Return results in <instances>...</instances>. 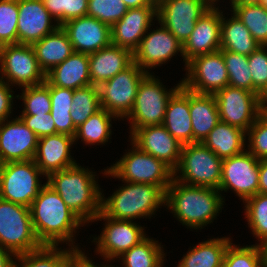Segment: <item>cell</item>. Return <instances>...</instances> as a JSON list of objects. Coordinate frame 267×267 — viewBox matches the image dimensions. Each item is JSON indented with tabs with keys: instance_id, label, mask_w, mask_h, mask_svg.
Masks as SVG:
<instances>
[{
	"instance_id": "cell-13",
	"label": "cell",
	"mask_w": 267,
	"mask_h": 267,
	"mask_svg": "<svg viewBox=\"0 0 267 267\" xmlns=\"http://www.w3.org/2000/svg\"><path fill=\"white\" fill-rule=\"evenodd\" d=\"M215 0H162L157 4V20L183 45L194 30L196 21ZM213 3V4H212Z\"/></svg>"
},
{
	"instance_id": "cell-28",
	"label": "cell",
	"mask_w": 267,
	"mask_h": 267,
	"mask_svg": "<svg viewBox=\"0 0 267 267\" xmlns=\"http://www.w3.org/2000/svg\"><path fill=\"white\" fill-rule=\"evenodd\" d=\"M36 58L45 75L74 53L68 34L59 26L33 45Z\"/></svg>"
},
{
	"instance_id": "cell-22",
	"label": "cell",
	"mask_w": 267,
	"mask_h": 267,
	"mask_svg": "<svg viewBox=\"0 0 267 267\" xmlns=\"http://www.w3.org/2000/svg\"><path fill=\"white\" fill-rule=\"evenodd\" d=\"M157 16V6L129 8L126 14L111 26V44L134 53Z\"/></svg>"
},
{
	"instance_id": "cell-34",
	"label": "cell",
	"mask_w": 267,
	"mask_h": 267,
	"mask_svg": "<svg viewBox=\"0 0 267 267\" xmlns=\"http://www.w3.org/2000/svg\"><path fill=\"white\" fill-rule=\"evenodd\" d=\"M156 242L146 237L138 245L122 254L124 267H162L164 254L162 247Z\"/></svg>"
},
{
	"instance_id": "cell-24",
	"label": "cell",
	"mask_w": 267,
	"mask_h": 267,
	"mask_svg": "<svg viewBox=\"0 0 267 267\" xmlns=\"http://www.w3.org/2000/svg\"><path fill=\"white\" fill-rule=\"evenodd\" d=\"M74 142V137L62 133L38 138L34 162L46 177L77 164L70 155Z\"/></svg>"
},
{
	"instance_id": "cell-16",
	"label": "cell",
	"mask_w": 267,
	"mask_h": 267,
	"mask_svg": "<svg viewBox=\"0 0 267 267\" xmlns=\"http://www.w3.org/2000/svg\"><path fill=\"white\" fill-rule=\"evenodd\" d=\"M108 220L103 232L98 236L97 252L105 259L113 260L120 258L122 254L138 245L144 240L145 234L143 227L131 222L133 220H117L105 216L100 212L94 220Z\"/></svg>"
},
{
	"instance_id": "cell-15",
	"label": "cell",
	"mask_w": 267,
	"mask_h": 267,
	"mask_svg": "<svg viewBox=\"0 0 267 267\" xmlns=\"http://www.w3.org/2000/svg\"><path fill=\"white\" fill-rule=\"evenodd\" d=\"M259 159L249 151L222 160L219 191L233 189L243 202L258 193Z\"/></svg>"
},
{
	"instance_id": "cell-49",
	"label": "cell",
	"mask_w": 267,
	"mask_h": 267,
	"mask_svg": "<svg viewBox=\"0 0 267 267\" xmlns=\"http://www.w3.org/2000/svg\"><path fill=\"white\" fill-rule=\"evenodd\" d=\"M4 78H0V122L4 120L8 121L7 118L10 116L11 108H12V99L14 98L13 91L10 90L11 85L3 80Z\"/></svg>"
},
{
	"instance_id": "cell-8",
	"label": "cell",
	"mask_w": 267,
	"mask_h": 267,
	"mask_svg": "<svg viewBox=\"0 0 267 267\" xmlns=\"http://www.w3.org/2000/svg\"><path fill=\"white\" fill-rule=\"evenodd\" d=\"M44 175L34 160L11 161L2 164L0 170V198L30 207L45 186L38 176Z\"/></svg>"
},
{
	"instance_id": "cell-48",
	"label": "cell",
	"mask_w": 267,
	"mask_h": 267,
	"mask_svg": "<svg viewBox=\"0 0 267 267\" xmlns=\"http://www.w3.org/2000/svg\"><path fill=\"white\" fill-rule=\"evenodd\" d=\"M88 0H62V25L71 19L87 15Z\"/></svg>"
},
{
	"instance_id": "cell-18",
	"label": "cell",
	"mask_w": 267,
	"mask_h": 267,
	"mask_svg": "<svg viewBox=\"0 0 267 267\" xmlns=\"http://www.w3.org/2000/svg\"><path fill=\"white\" fill-rule=\"evenodd\" d=\"M38 137L18 117L13 121L0 122V160L11 161L34 160Z\"/></svg>"
},
{
	"instance_id": "cell-55",
	"label": "cell",
	"mask_w": 267,
	"mask_h": 267,
	"mask_svg": "<svg viewBox=\"0 0 267 267\" xmlns=\"http://www.w3.org/2000/svg\"><path fill=\"white\" fill-rule=\"evenodd\" d=\"M231 5H251L260 4L261 0H230Z\"/></svg>"
},
{
	"instance_id": "cell-17",
	"label": "cell",
	"mask_w": 267,
	"mask_h": 267,
	"mask_svg": "<svg viewBox=\"0 0 267 267\" xmlns=\"http://www.w3.org/2000/svg\"><path fill=\"white\" fill-rule=\"evenodd\" d=\"M130 134L132 143L140 150L163 161L173 171L177 168L183 144L163 124L140 127Z\"/></svg>"
},
{
	"instance_id": "cell-56",
	"label": "cell",
	"mask_w": 267,
	"mask_h": 267,
	"mask_svg": "<svg viewBox=\"0 0 267 267\" xmlns=\"http://www.w3.org/2000/svg\"><path fill=\"white\" fill-rule=\"evenodd\" d=\"M261 246L264 254L265 267H267V241L264 242Z\"/></svg>"
},
{
	"instance_id": "cell-2",
	"label": "cell",
	"mask_w": 267,
	"mask_h": 267,
	"mask_svg": "<svg viewBox=\"0 0 267 267\" xmlns=\"http://www.w3.org/2000/svg\"><path fill=\"white\" fill-rule=\"evenodd\" d=\"M75 164L47 177L50 185L63 199L67 207L84 223L94 221L101 212L102 193L92 172Z\"/></svg>"
},
{
	"instance_id": "cell-43",
	"label": "cell",
	"mask_w": 267,
	"mask_h": 267,
	"mask_svg": "<svg viewBox=\"0 0 267 267\" xmlns=\"http://www.w3.org/2000/svg\"><path fill=\"white\" fill-rule=\"evenodd\" d=\"M267 46H260L248 56L252 75V92L267 104Z\"/></svg>"
},
{
	"instance_id": "cell-41",
	"label": "cell",
	"mask_w": 267,
	"mask_h": 267,
	"mask_svg": "<svg viewBox=\"0 0 267 267\" xmlns=\"http://www.w3.org/2000/svg\"><path fill=\"white\" fill-rule=\"evenodd\" d=\"M222 267H265L262 246L258 244L240 248L230 243Z\"/></svg>"
},
{
	"instance_id": "cell-32",
	"label": "cell",
	"mask_w": 267,
	"mask_h": 267,
	"mask_svg": "<svg viewBox=\"0 0 267 267\" xmlns=\"http://www.w3.org/2000/svg\"><path fill=\"white\" fill-rule=\"evenodd\" d=\"M230 238L210 239L193 247L180 260L178 267H222Z\"/></svg>"
},
{
	"instance_id": "cell-9",
	"label": "cell",
	"mask_w": 267,
	"mask_h": 267,
	"mask_svg": "<svg viewBox=\"0 0 267 267\" xmlns=\"http://www.w3.org/2000/svg\"><path fill=\"white\" fill-rule=\"evenodd\" d=\"M220 121L247 132L267 108L256 93L227 85L214 94Z\"/></svg>"
},
{
	"instance_id": "cell-4",
	"label": "cell",
	"mask_w": 267,
	"mask_h": 267,
	"mask_svg": "<svg viewBox=\"0 0 267 267\" xmlns=\"http://www.w3.org/2000/svg\"><path fill=\"white\" fill-rule=\"evenodd\" d=\"M112 196L101 200V212L117 220H131L154 214L165 205L166 192L159 186L147 183L126 182Z\"/></svg>"
},
{
	"instance_id": "cell-59",
	"label": "cell",
	"mask_w": 267,
	"mask_h": 267,
	"mask_svg": "<svg viewBox=\"0 0 267 267\" xmlns=\"http://www.w3.org/2000/svg\"><path fill=\"white\" fill-rule=\"evenodd\" d=\"M2 164H3V163H2L1 160H0V170H1Z\"/></svg>"
},
{
	"instance_id": "cell-19",
	"label": "cell",
	"mask_w": 267,
	"mask_h": 267,
	"mask_svg": "<svg viewBox=\"0 0 267 267\" xmlns=\"http://www.w3.org/2000/svg\"><path fill=\"white\" fill-rule=\"evenodd\" d=\"M61 26L68 34L74 52L89 55L111 44V26L94 17L74 18Z\"/></svg>"
},
{
	"instance_id": "cell-25",
	"label": "cell",
	"mask_w": 267,
	"mask_h": 267,
	"mask_svg": "<svg viewBox=\"0 0 267 267\" xmlns=\"http://www.w3.org/2000/svg\"><path fill=\"white\" fill-rule=\"evenodd\" d=\"M88 57L91 84L97 87L134 62L131 51L112 44L89 54Z\"/></svg>"
},
{
	"instance_id": "cell-45",
	"label": "cell",
	"mask_w": 267,
	"mask_h": 267,
	"mask_svg": "<svg viewBox=\"0 0 267 267\" xmlns=\"http://www.w3.org/2000/svg\"><path fill=\"white\" fill-rule=\"evenodd\" d=\"M128 11L122 0H88L87 16L112 26Z\"/></svg>"
},
{
	"instance_id": "cell-23",
	"label": "cell",
	"mask_w": 267,
	"mask_h": 267,
	"mask_svg": "<svg viewBox=\"0 0 267 267\" xmlns=\"http://www.w3.org/2000/svg\"><path fill=\"white\" fill-rule=\"evenodd\" d=\"M17 44L33 45L60 25H51L52 16L42 0H18Z\"/></svg>"
},
{
	"instance_id": "cell-20",
	"label": "cell",
	"mask_w": 267,
	"mask_h": 267,
	"mask_svg": "<svg viewBox=\"0 0 267 267\" xmlns=\"http://www.w3.org/2000/svg\"><path fill=\"white\" fill-rule=\"evenodd\" d=\"M212 5L196 21L195 27L183 44L185 65L194 57L220 50L222 12Z\"/></svg>"
},
{
	"instance_id": "cell-5",
	"label": "cell",
	"mask_w": 267,
	"mask_h": 267,
	"mask_svg": "<svg viewBox=\"0 0 267 267\" xmlns=\"http://www.w3.org/2000/svg\"><path fill=\"white\" fill-rule=\"evenodd\" d=\"M178 171L182 175L175 177ZM174 178L187 185L219 189L222 159L202 142L185 144L182 147L179 164L174 170Z\"/></svg>"
},
{
	"instance_id": "cell-57",
	"label": "cell",
	"mask_w": 267,
	"mask_h": 267,
	"mask_svg": "<svg viewBox=\"0 0 267 267\" xmlns=\"http://www.w3.org/2000/svg\"><path fill=\"white\" fill-rule=\"evenodd\" d=\"M260 5L267 9V0H261Z\"/></svg>"
},
{
	"instance_id": "cell-47",
	"label": "cell",
	"mask_w": 267,
	"mask_h": 267,
	"mask_svg": "<svg viewBox=\"0 0 267 267\" xmlns=\"http://www.w3.org/2000/svg\"><path fill=\"white\" fill-rule=\"evenodd\" d=\"M23 123L33 131L38 138L56 134L54 119L50 113L37 115H20Z\"/></svg>"
},
{
	"instance_id": "cell-33",
	"label": "cell",
	"mask_w": 267,
	"mask_h": 267,
	"mask_svg": "<svg viewBox=\"0 0 267 267\" xmlns=\"http://www.w3.org/2000/svg\"><path fill=\"white\" fill-rule=\"evenodd\" d=\"M52 108L51 117L54 119L56 133L75 136L76 128L71 117V107L74 90L60 88L49 83Z\"/></svg>"
},
{
	"instance_id": "cell-51",
	"label": "cell",
	"mask_w": 267,
	"mask_h": 267,
	"mask_svg": "<svg viewBox=\"0 0 267 267\" xmlns=\"http://www.w3.org/2000/svg\"><path fill=\"white\" fill-rule=\"evenodd\" d=\"M45 8L51 14L56 24L62 25V0H42Z\"/></svg>"
},
{
	"instance_id": "cell-36",
	"label": "cell",
	"mask_w": 267,
	"mask_h": 267,
	"mask_svg": "<svg viewBox=\"0 0 267 267\" xmlns=\"http://www.w3.org/2000/svg\"><path fill=\"white\" fill-rule=\"evenodd\" d=\"M74 248L58 251L56 246L42 245L36 250L16 255V259L22 263L21 267H60L75 251H81ZM13 267L19 265L14 262Z\"/></svg>"
},
{
	"instance_id": "cell-12",
	"label": "cell",
	"mask_w": 267,
	"mask_h": 267,
	"mask_svg": "<svg viewBox=\"0 0 267 267\" xmlns=\"http://www.w3.org/2000/svg\"><path fill=\"white\" fill-rule=\"evenodd\" d=\"M0 67L2 76L8 83L21 87L36 86L46 80L32 45L11 44L0 47Z\"/></svg>"
},
{
	"instance_id": "cell-46",
	"label": "cell",
	"mask_w": 267,
	"mask_h": 267,
	"mask_svg": "<svg viewBox=\"0 0 267 267\" xmlns=\"http://www.w3.org/2000/svg\"><path fill=\"white\" fill-rule=\"evenodd\" d=\"M249 152L257 159H267V108L247 131Z\"/></svg>"
},
{
	"instance_id": "cell-26",
	"label": "cell",
	"mask_w": 267,
	"mask_h": 267,
	"mask_svg": "<svg viewBox=\"0 0 267 267\" xmlns=\"http://www.w3.org/2000/svg\"><path fill=\"white\" fill-rule=\"evenodd\" d=\"M162 124L181 144L193 143L189 90L183 85L170 98Z\"/></svg>"
},
{
	"instance_id": "cell-3",
	"label": "cell",
	"mask_w": 267,
	"mask_h": 267,
	"mask_svg": "<svg viewBox=\"0 0 267 267\" xmlns=\"http://www.w3.org/2000/svg\"><path fill=\"white\" fill-rule=\"evenodd\" d=\"M218 193V189L187 185L173 178L165 203L183 225L198 229L211 223L222 209L224 201Z\"/></svg>"
},
{
	"instance_id": "cell-21",
	"label": "cell",
	"mask_w": 267,
	"mask_h": 267,
	"mask_svg": "<svg viewBox=\"0 0 267 267\" xmlns=\"http://www.w3.org/2000/svg\"><path fill=\"white\" fill-rule=\"evenodd\" d=\"M160 25L159 29L144 35L133 53L134 62L144 71L167 62L177 51L183 57V45L165 26Z\"/></svg>"
},
{
	"instance_id": "cell-58",
	"label": "cell",
	"mask_w": 267,
	"mask_h": 267,
	"mask_svg": "<svg viewBox=\"0 0 267 267\" xmlns=\"http://www.w3.org/2000/svg\"><path fill=\"white\" fill-rule=\"evenodd\" d=\"M153 3H155V4H158V3H160L162 0H151Z\"/></svg>"
},
{
	"instance_id": "cell-39",
	"label": "cell",
	"mask_w": 267,
	"mask_h": 267,
	"mask_svg": "<svg viewBox=\"0 0 267 267\" xmlns=\"http://www.w3.org/2000/svg\"><path fill=\"white\" fill-rule=\"evenodd\" d=\"M228 74V85L252 91V75L248 56L221 50Z\"/></svg>"
},
{
	"instance_id": "cell-1",
	"label": "cell",
	"mask_w": 267,
	"mask_h": 267,
	"mask_svg": "<svg viewBox=\"0 0 267 267\" xmlns=\"http://www.w3.org/2000/svg\"><path fill=\"white\" fill-rule=\"evenodd\" d=\"M29 208L33 229L41 245L73 242V232L84 223L47 183Z\"/></svg>"
},
{
	"instance_id": "cell-53",
	"label": "cell",
	"mask_w": 267,
	"mask_h": 267,
	"mask_svg": "<svg viewBox=\"0 0 267 267\" xmlns=\"http://www.w3.org/2000/svg\"><path fill=\"white\" fill-rule=\"evenodd\" d=\"M11 254L12 256L16 257V255L12 251L0 246V267H13L14 261L10 257Z\"/></svg>"
},
{
	"instance_id": "cell-40",
	"label": "cell",
	"mask_w": 267,
	"mask_h": 267,
	"mask_svg": "<svg viewBox=\"0 0 267 267\" xmlns=\"http://www.w3.org/2000/svg\"><path fill=\"white\" fill-rule=\"evenodd\" d=\"M245 204L249 227L262 245L267 241V194L257 193L247 198Z\"/></svg>"
},
{
	"instance_id": "cell-38",
	"label": "cell",
	"mask_w": 267,
	"mask_h": 267,
	"mask_svg": "<svg viewBox=\"0 0 267 267\" xmlns=\"http://www.w3.org/2000/svg\"><path fill=\"white\" fill-rule=\"evenodd\" d=\"M101 109L98 87L89 85L74 90L71 117L75 128Z\"/></svg>"
},
{
	"instance_id": "cell-14",
	"label": "cell",
	"mask_w": 267,
	"mask_h": 267,
	"mask_svg": "<svg viewBox=\"0 0 267 267\" xmlns=\"http://www.w3.org/2000/svg\"><path fill=\"white\" fill-rule=\"evenodd\" d=\"M188 76L182 85L197 94L214 95L228 85V74L221 50L191 59L187 65Z\"/></svg>"
},
{
	"instance_id": "cell-7",
	"label": "cell",
	"mask_w": 267,
	"mask_h": 267,
	"mask_svg": "<svg viewBox=\"0 0 267 267\" xmlns=\"http://www.w3.org/2000/svg\"><path fill=\"white\" fill-rule=\"evenodd\" d=\"M0 246L15 255L42 246L35 235L29 207L0 198Z\"/></svg>"
},
{
	"instance_id": "cell-35",
	"label": "cell",
	"mask_w": 267,
	"mask_h": 267,
	"mask_svg": "<svg viewBox=\"0 0 267 267\" xmlns=\"http://www.w3.org/2000/svg\"><path fill=\"white\" fill-rule=\"evenodd\" d=\"M116 116L101 108L76 128L74 140L82 138L87 144L105 143L111 135V118ZM78 138V139H77Z\"/></svg>"
},
{
	"instance_id": "cell-54",
	"label": "cell",
	"mask_w": 267,
	"mask_h": 267,
	"mask_svg": "<svg viewBox=\"0 0 267 267\" xmlns=\"http://www.w3.org/2000/svg\"><path fill=\"white\" fill-rule=\"evenodd\" d=\"M125 5L129 8H140L143 6H157L151 0H122Z\"/></svg>"
},
{
	"instance_id": "cell-31",
	"label": "cell",
	"mask_w": 267,
	"mask_h": 267,
	"mask_svg": "<svg viewBox=\"0 0 267 267\" xmlns=\"http://www.w3.org/2000/svg\"><path fill=\"white\" fill-rule=\"evenodd\" d=\"M258 47V42L234 13L229 20H225L222 15L220 50L249 56Z\"/></svg>"
},
{
	"instance_id": "cell-50",
	"label": "cell",
	"mask_w": 267,
	"mask_h": 267,
	"mask_svg": "<svg viewBox=\"0 0 267 267\" xmlns=\"http://www.w3.org/2000/svg\"><path fill=\"white\" fill-rule=\"evenodd\" d=\"M82 251H75L60 267H94Z\"/></svg>"
},
{
	"instance_id": "cell-52",
	"label": "cell",
	"mask_w": 267,
	"mask_h": 267,
	"mask_svg": "<svg viewBox=\"0 0 267 267\" xmlns=\"http://www.w3.org/2000/svg\"><path fill=\"white\" fill-rule=\"evenodd\" d=\"M258 193L267 194V159H261L259 161Z\"/></svg>"
},
{
	"instance_id": "cell-29",
	"label": "cell",
	"mask_w": 267,
	"mask_h": 267,
	"mask_svg": "<svg viewBox=\"0 0 267 267\" xmlns=\"http://www.w3.org/2000/svg\"><path fill=\"white\" fill-rule=\"evenodd\" d=\"M189 108L193 143L202 142L220 121L216 99L214 95L189 91Z\"/></svg>"
},
{
	"instance_id": "cell-11",
	"label": "cell",
	"mask_w": 267,
	"mask_h": 267,
	"mask_svg": "<svg viewBox=\"0 0 267 267\" xmlns=\"http://www.w3.org/2000/svg\"><path fill=\"white\" fill-rule=\"evenodd\" d=\"M162 86L160 80L150 73L140 82L134 106L127 116L132 120L131 133L140 127L163 123L168 102L182 82L168 92Z\"/></svg>"
},
{
	"instance_id": "cell-6",
	"label": "cell",
	"mask_w": 267,
	"mask_h": 267,
	"mask_svg": "<svg viewBox=\"0 0 267 267\" xmlns=\"http://www.w3.org/2000/svg\"><path fill=\"white\" fill-rule=\"evenodd\" d=\"M133 145L115 165L105 171V174L123 179L125 182L147 183L161 187L165 192L174 178V171L163 161L140 150Z\"/></svg>"
},
{
	"instance_id": "cell-10",
	"label": "cell",
	"mask_w": 267,
	"mask_h": 267,
	"mask_svg": "<svg viewBox=\"0 0 267 267\" xmlns=\"http://www.w3.org/2000/svg\"><path fill=\"white\" fill-rule=\"evenodd\" d=\"M133 62L129 67L98 86L101 108L116 117H127L131 112L140 82L148 75Z\"/></svg>"
},
{
	"instance_id": "cell-30",
	"label": "cell",
	"mask_w": 267,
	"mask_h": 267,
	"mask_svg": "<svg viewBox=\"0 0 267 267\" xmlns=\"http://www.w3.org/2000/svg\"><path fill=\"white\" fill-rule=\"evenodd\" d=\"M245 133L240 128L219 121L202 143L223 160L244 151Z\"/></svg>"
},
{
	"instance_id": "cell-37",
	"label": "cell",
	"mask_w": 267,
	"mask_h": 267,
	"mask_svg": "<svg viewBox=\"0 0 267 267\" xmlns=\"http://www.w3.org/2000/svg\"><path fill=\"white\" fill-rule=\"evenodd\" d=\"M232 8L258 44L267 46V9L260 4L232 5Z\"/></svg>"
},
{
	"instance_id": "cell-27",
	"label": "cell",
	"mask_w": 267,
	"mask_h": 267,
	"mask_svg": "<svg viewBox=\"0 0 267 267\" xmlns=\"http://www.w3.org/2000/svg\"><path fill=\"white\" fill-rule=\"evenodd\" d=\"M53 86L76 90L91 84L88 54L74 52L46 74Z\"/></svg>"
},
{
	"instance_id": "cell-44",
	"label": "cell",
	"mask_w": 267,
	"mask_h": 267,
	"mask_svg": "<svg viewBox=\"0 0 267 267\" xmlns=\"http://www.w3.org/2000/svg\"><path fill=\"white\" fill-rule=\"evenodd\" d=\"M18 0H0V47L17 44Z\"/></svg>"
},
{
	"instance_id": "cell-42",
	"label": "cell",
	"mask_w": 267,
	"mask_h": 267,
	"mask_svg": "<svg viewBox=\"0 0 267 267\" xmlns=\"http://www.w3.org/2000/svg\"><path fill=\"white\" fill-rule=\"evenodd\" d=\"M24 101L22 115H37L50 113L52 104L49 92V82L45 80L43 84L24 87L20 96Z\"/></svg>"
}]
</instances>
